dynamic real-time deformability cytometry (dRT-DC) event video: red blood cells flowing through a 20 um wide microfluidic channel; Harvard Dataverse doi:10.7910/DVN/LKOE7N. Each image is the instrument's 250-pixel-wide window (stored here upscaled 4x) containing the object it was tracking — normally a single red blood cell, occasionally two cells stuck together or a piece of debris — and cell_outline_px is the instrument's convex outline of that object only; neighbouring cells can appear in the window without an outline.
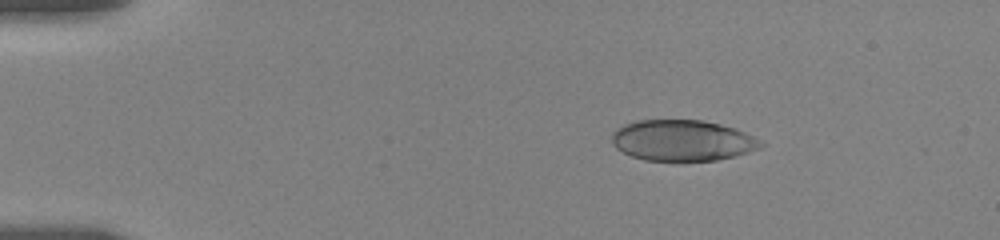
{"species": "human", "species_latin": "Homo sapiens", "temperature_condition": "room temperature", "stored_images_in_passage": 12, "camera_frame_rate_fps": 3000, "um_per_image_px": 0.085, "donor": {"sex": "female"}, "frame": {"image": 1, "passage_image": 1, "time_ms": 0.0, "image_size_px": [1000, 240], "cell_outline_px": [[764, 144], [760, 148], [736, 156], [716, 160], [644, 160], [632, 156], [616, 148], [612, 144], [612, 132], [624, 124], [636, 120], [704, 120], [736, 128], [752, 136]], "centroid_in_image_um": [57.99, 11.93], "position_along_channel_um": 27.0, "area_um2": 35.43}}
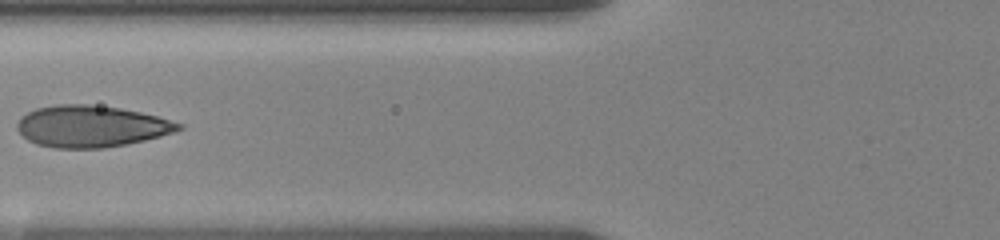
{"frame": {"image": 2, "passage_image": 10, "time_ms": 4.667, "image_size_px": [1000, 240], "cell_outline_px": [[184, 128], [176, 132], [144, 140], [104, 148], [56, 148], [36, 144], [28, 140], [16, 128], [16, 124], [28, 112], [36, 108], [56, 104], [88, 104], [120, 108], [140, 112], [156, 116], [184, 124]], "centroid_in_image_um": [7.77, 10.73], "position_along_channel_um": 118.0, "area_um2": 39.02}}
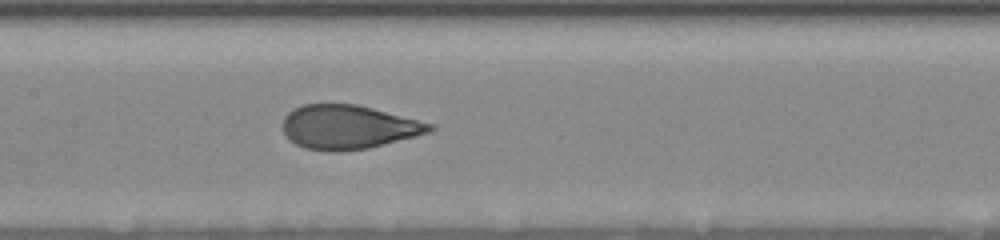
{"frame": {"image": 3, "passage_image": 12, "time_ms": 6.333, "image_size_px": [1000, 240], "cell_outline_px": [[436, 128], [428, 132], [416, 136], [368, 148], [340, 152], [328, 152], [304, 148], [288, 140], [284, 132], [284, 116], [288, 112], [304, 104], [356, 104], [372, 108], [432, 124]], "centroid_in_image_um": [29.57, 10.82], "position_along_channel_um": 177.8, "area_um2": 37.45}}